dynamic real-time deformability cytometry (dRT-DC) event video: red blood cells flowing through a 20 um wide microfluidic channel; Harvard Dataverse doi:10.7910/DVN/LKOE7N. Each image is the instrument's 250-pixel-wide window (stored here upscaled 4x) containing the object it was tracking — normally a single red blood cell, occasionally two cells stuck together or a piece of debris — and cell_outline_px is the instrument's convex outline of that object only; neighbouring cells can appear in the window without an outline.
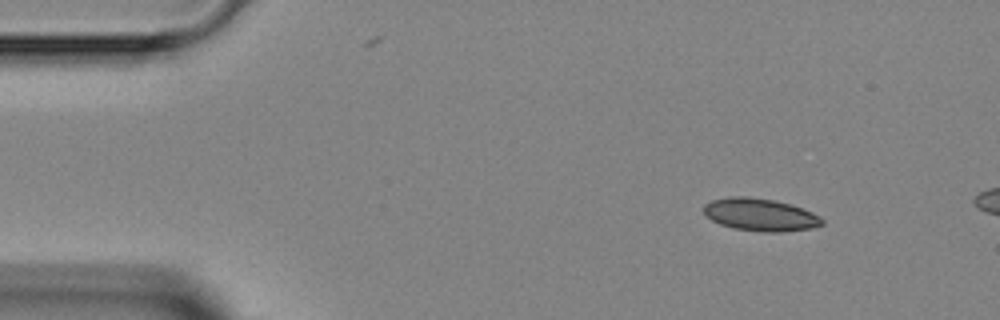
{"species": "Egyptian fruit bat (a non-hibernating species)", "species_latin": "Rousettus aegyptiacus", "temperature_condition": "room temperature", "stored_images_in_passage": 3, "camera_frame_rate_fps": 3000, "um_per_image_px": 0.085, "animal": {"sex": "female"}, "frame": {"image": 1, "passage_image": 1, "time_ms": 0.0, "image_size_px": [1000, 320], "cell_outline_px": [[824, 224], [812, 228], [780, 232], [760, 232], [732, 228], [720, 224], [704, 216], [704, 204], [712, 200], [728, 196], [748, 196], [776, 200], [792, 204], [812, 212], [820, 216], [824, 220]], "centroid_in_image_um": [64.62, 18.24], "position_along_channel_um": 20.4, "area_um2": 22.83}}